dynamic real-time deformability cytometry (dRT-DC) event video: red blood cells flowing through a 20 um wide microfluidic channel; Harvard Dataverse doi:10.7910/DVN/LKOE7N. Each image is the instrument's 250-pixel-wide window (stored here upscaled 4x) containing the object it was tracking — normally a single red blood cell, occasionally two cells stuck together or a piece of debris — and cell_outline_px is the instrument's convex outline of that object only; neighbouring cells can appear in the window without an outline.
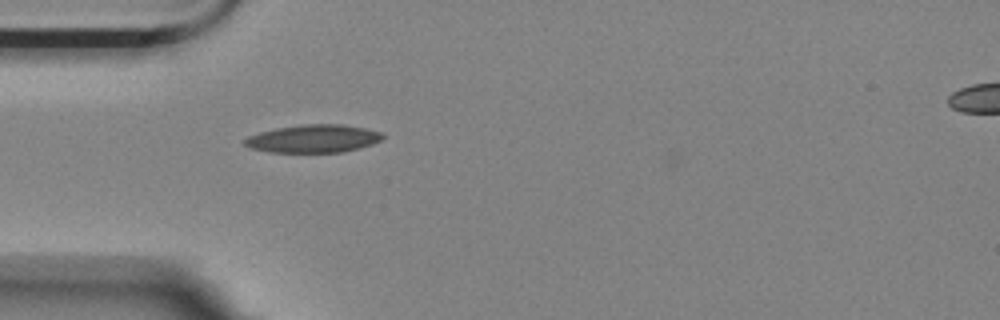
{"species": "Egyptian fruit bat (a non-hibernating species)", "species_latin": "Rousettus aegyptiacus", "temperature_condition": "room temperature", "stored_images_in_passage": 1, "camera_frame_rate_fps": 3000, "um_per_image_px": 0.085, "animal": {"sex": "female"}, "frame": {"image": 1, "passage_image": 1, "time_ms": 0.0, "image_size_px": [1000, 320], "cell_outline_px": [[384, 136], [380, 140], [372, 144], [360, 148], [344, 152], [268, 152], [252, 148], [244, 144], [244, 140], [248, 136], [260, 132], [276, 128], [300, 124], [344, 124], [364, 128], [380, 132]], "centroid_in_image_um": [26.64, 11.78], "position_along_channel_um": 58.4, "area_um2": 22.43}}